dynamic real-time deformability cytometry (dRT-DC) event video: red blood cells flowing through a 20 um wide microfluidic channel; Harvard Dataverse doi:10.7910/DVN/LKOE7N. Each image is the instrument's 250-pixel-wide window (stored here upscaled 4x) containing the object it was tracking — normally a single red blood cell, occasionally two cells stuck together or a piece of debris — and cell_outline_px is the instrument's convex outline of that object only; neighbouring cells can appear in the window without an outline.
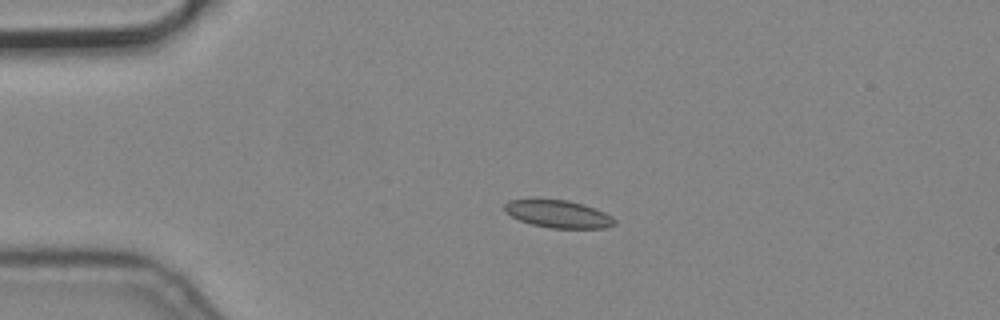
{"species": "common noctule bat (a hibernating species)", "species_latin": "Nyctalus noctula", "temperature_condition": "cold", "stored_images_in_passage": 4, "camera_frame_rate_fps": 3000, "um_per_image_px": 0.085, "animal": {"sex": "male", "body_mass_g": 19.2, "forearm_length_mm": 51.8}, "frame": {"image": 1, "passage_image": 3, "time_ms": 0.667, "image_size_px": [1000, 320], "cell_outline_px": [[616, 224], [604, 228], [552, 228], [532, 224], [520, 220], [504, 212], [504, 204], [508, 200], [568, 200], [584, 204], [604, 212], [612, 216], [616, 220]], "centroid_in_image_um": [47.47, 18.19], "position_along_channel_um": 37.5, "area_um2": 17.51}}